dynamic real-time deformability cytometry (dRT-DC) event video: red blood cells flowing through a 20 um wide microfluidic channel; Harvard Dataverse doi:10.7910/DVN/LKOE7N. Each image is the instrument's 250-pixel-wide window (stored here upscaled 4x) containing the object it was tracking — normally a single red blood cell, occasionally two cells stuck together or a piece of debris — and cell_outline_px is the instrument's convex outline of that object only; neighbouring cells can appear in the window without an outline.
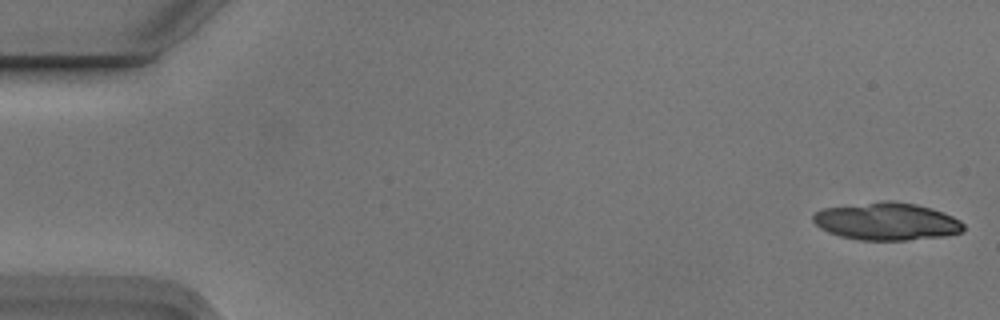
{"species": "Egyptian fruit bat (a non-hibernating species)", "species_latin": "Rousettus aegyptiacus", "temperature_condition": "cold", "stored_images_in_passage": 7, "camera_frame_rate_fps": 3000, "um_per_image_px": 0.085, "animal": {"sex": "male"}, "frame": {"image": 1, "passage_image": 1, "time_ms": 0.0, "image_size_px": [1000, 320], "cell_outline_px": [[964, 232], [944, 236], [908, 240], [860, 240], [840, 236], [828, 232], [820, 228], [812, 220], [812, 216], [816, 212], [824, 208], [884, 200], [892, 200], [916, 204], [932, 208], [944, 212], [960, 220], [964, 224]], "centroid_in_image_um": [75.39, 18.81], "position_along_channel_um": 9.6, "area_um2": 33.12}}
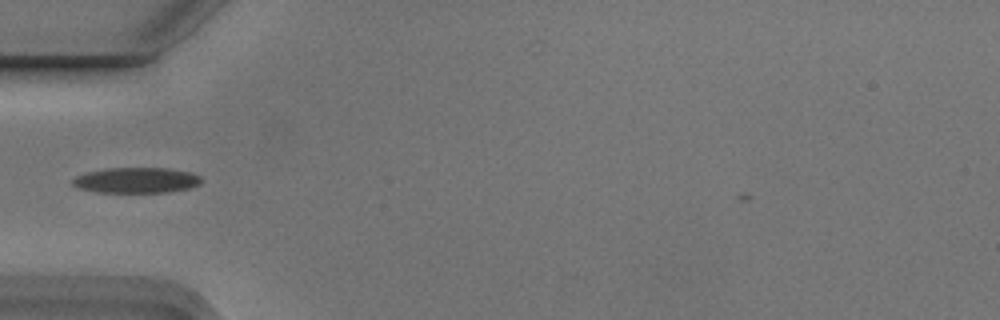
{"frame": {"image": 2, "passage_image": 6, "time_ms": 1.667, "image_size_px": [1000, 320], "cell_outline_px": [[200, 184], [188, 188], [168, 192], [96, 192], [76, 188], [72, 184], [72, 180], [76, 176], [88, 172], [104, 168], [168, 168], [192, 172], [200, 176]], "centroid_in_image_um": [11.57, 15.32], "position_along_channel_um": 73.4, "area_um2": 19.19}}